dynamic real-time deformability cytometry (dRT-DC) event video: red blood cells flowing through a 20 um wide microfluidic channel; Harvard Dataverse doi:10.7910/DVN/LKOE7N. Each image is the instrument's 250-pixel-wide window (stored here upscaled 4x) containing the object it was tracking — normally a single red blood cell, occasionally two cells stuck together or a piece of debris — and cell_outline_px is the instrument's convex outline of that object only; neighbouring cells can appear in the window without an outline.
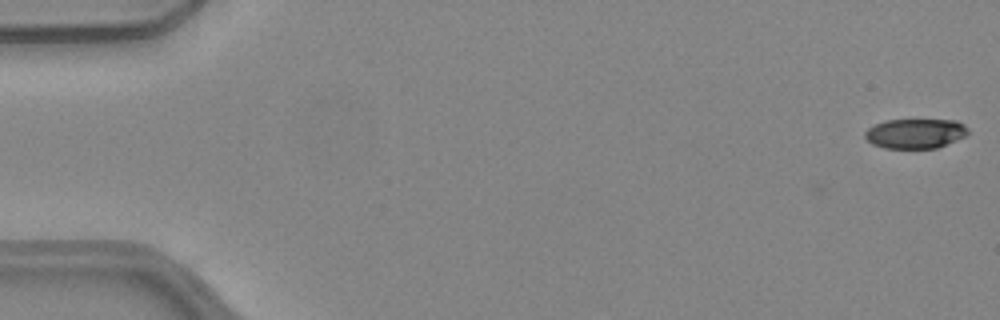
{"species": "common noctule bat (a hibernating species)", "species_latin": "Nyctalus noctula", "temperature_condition": "warm", "stored_images_in_passage": 51, "camera_frame_rate_fps": 3000, "um_per_image_px": 0.085, "animal": {"sex": "female", "body_mass_g": 24.6, "forearm_length_mm": 56.2}, "frame": {"image": 1, "passage_image": 1, "time_ms": 0.0, "image_size_px": [1000, 320], "cell_outline_px": [[968, 132], [964, 136], [956, 140], [936, 148], [884, 148], [872, 144], [864, 136], [864, 132], [868, 128], [876, 124], [888, 120], [956, 120], [964, 124], [968, 128]], "centroid_in_image_um": [77.8, 11.35], "position_along_channel_um": 7.2, "area_um2": 17.74}}
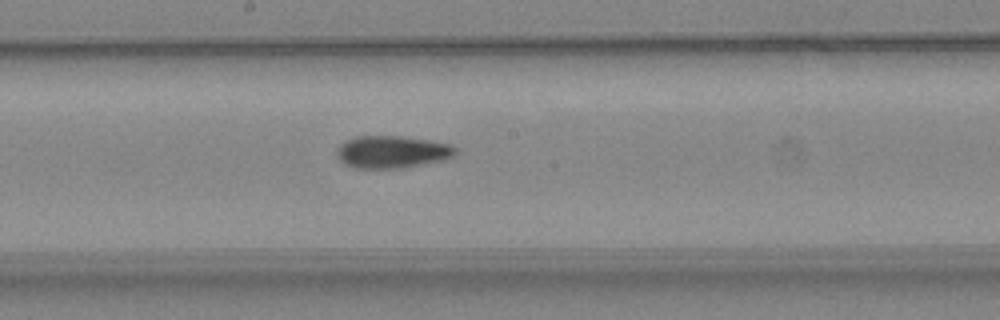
{"frame": {"image": 2, "passage_image": 28, "time_ms": 9.0, "image_size_px": [1000, 320], "cell_outline_px": [[456, 152], [452, 156], [444, 160], [404, 168], [356, 168], [344, 164], [336, 156], [336, 152], [340, 144], [356, 136], [400, 136], [428, 140], [452, 144], [456, 148]], "centroid_in_image_um": [33.32, 12.92], "position_along_channel_um": 214.9, "area_um2": 22.43}}
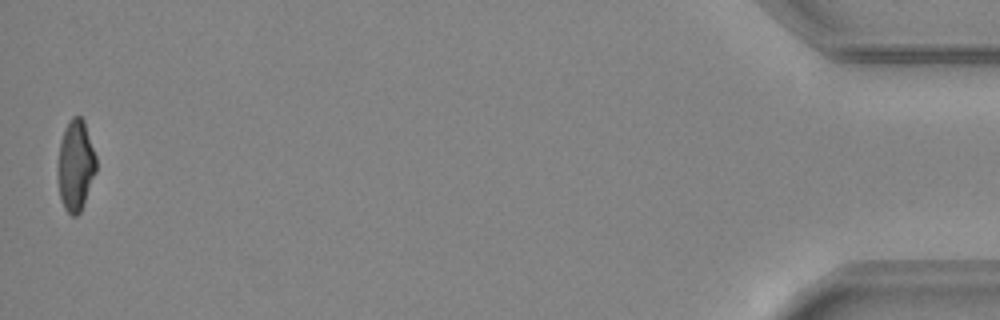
{"frame": {"image": 3, "passage_image": 51, "time_ms": 16.667, "image_size_px": [1000, 320], "cell_outline_px": [[96, 172], [84, 204], [80, 212], [76, 216], [72, 216], [64, 208], [60, 200], [60, 140], [64, 128], [72, 116], [80, 116], [84, 120], [96, 156]], "centroid_in_image_um": [6.46, 14.05], "position_along_channel_um": 428.7, "area_um2": 19.88}, "authors_computed_cell_mechanics": {"area_um2": 21.386, "velocity_mm_per_s": 4.0462, "shape_relaxation_time_tau1_ms": 10.8239, "shape_relaxation_time_tau2_ms": 4.2619, "deformation_change_tau1": 0.2769, "deformation_change_tau2": 0.1246}}